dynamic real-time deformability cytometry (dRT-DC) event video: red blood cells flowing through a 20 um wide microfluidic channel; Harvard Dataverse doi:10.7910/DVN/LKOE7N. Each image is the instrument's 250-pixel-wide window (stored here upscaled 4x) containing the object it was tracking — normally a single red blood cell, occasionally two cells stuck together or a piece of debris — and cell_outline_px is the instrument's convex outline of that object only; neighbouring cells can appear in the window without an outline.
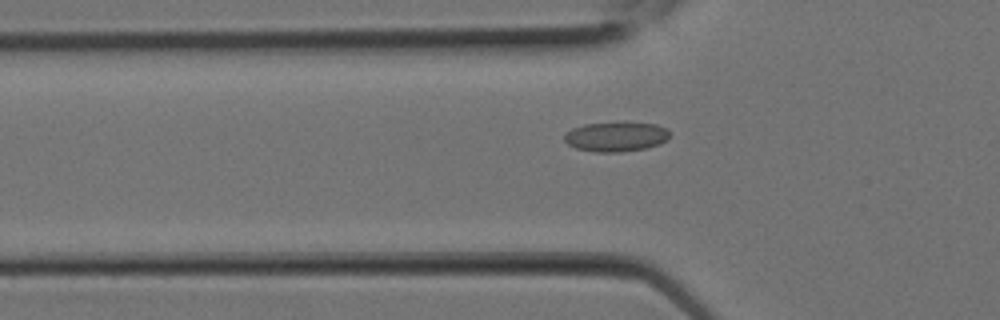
{"species": "Egyptian fruit bat (a non-hibernating species)", "species_latin": "Rousettus aegyptiacus", "temperature_condition": "room temperature", "stored_images_in_passage": 3, "camera_frame_rate_fps": 3000, "um_per_image_px": 0.085, "animal": {"sex": "female"}, "frame": {"image": 1, "passage_image": 3, "time_ms": 0.667, "image_size_px": [1000, 320], "cell_outline_px": [[668, 140], [660, 144], [644, 148], [620, 152], [596, 152], [576, 148], [568, 144], [564, 140], [564, 136], [572, 128], [584, 124], [656, 124], [668, 128]], "centroid_in_image_um": [52.36, 11.64], "position_along_channel_um": 73.4, "area_um2": 17.69}}